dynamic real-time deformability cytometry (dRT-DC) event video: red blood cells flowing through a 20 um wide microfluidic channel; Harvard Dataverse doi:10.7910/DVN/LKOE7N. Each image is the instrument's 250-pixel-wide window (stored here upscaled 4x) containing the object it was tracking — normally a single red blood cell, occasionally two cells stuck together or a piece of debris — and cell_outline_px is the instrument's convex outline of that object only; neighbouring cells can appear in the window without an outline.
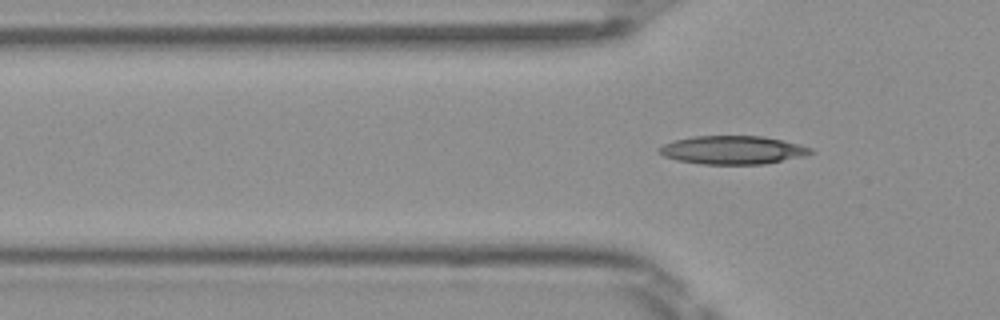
{"species": "Egyptian fruit bat (a non-hibernating species)", "species_latin": "Rousettus aegyptiacus", "temperature_condition": "room temperature", "stored_images_in_passage": 6, "camera_frame_rate_fps": 3000, "um_per_image_px": 0.085, "frame": {"image": 1, "passage_image": 6, "time_ms": 1.667, "image_size_px": [1000, 320], "cell_outline_px": [[816, 152], [804, 156], [764, 164], [700, 164], [676, 160], [664, 156], [660, 152], [660, 148], [664, 144], [676, 140], [696, 136], [764, 136], [800, 144], [812, 148]], "centroid_in_image_um": [62.34, 12.75], "position_along_channel_um": 63.5, "area_um2": 24.97}}